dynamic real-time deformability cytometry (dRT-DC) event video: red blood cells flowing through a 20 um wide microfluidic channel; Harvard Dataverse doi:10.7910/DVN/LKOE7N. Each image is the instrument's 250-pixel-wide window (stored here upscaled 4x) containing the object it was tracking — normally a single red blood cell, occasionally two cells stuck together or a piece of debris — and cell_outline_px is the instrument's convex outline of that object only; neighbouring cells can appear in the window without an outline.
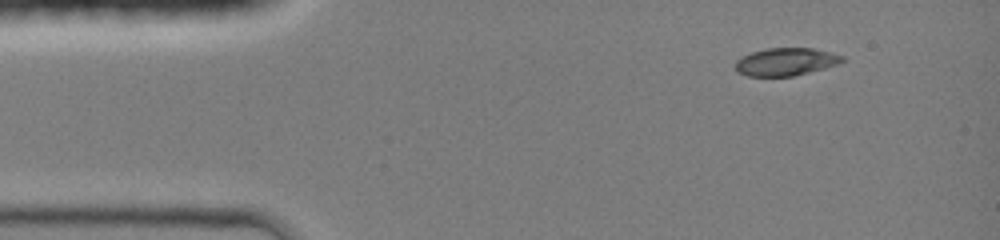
{"species": "common noctule bat (a hibernating species)", "species_latin": "Nyctalus noctula", "temperature_condition": "room temperature", "stored_images_in_passage": 41, "camera_frame_rate_fps": 3000, "um_per_image_px": 0.085, "animal": {"sex": "female", "body_mass_g": 19.0, "forearm_length_mm": 51.5}, "frame": {"image": 1, "passage_image": 1, "time_ms": 0.0, "image_size_px": [1000, 240], "cell_outline_px": [[844, 60], [836, 64], [824, 68], [792, 76], [748, 76], [736, 72], [736, 60], [740, 56], [752, 52], [768, 48], [812, 48], [844, 56]], "centroid_in_image_um": [66.74, 5.25], "position_along_channel_um": 18.3, "area_um2": 17.11}}
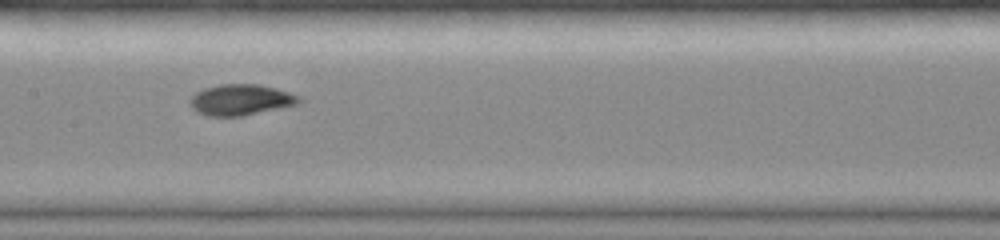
{"frame": {"image": 2, "passage_image": 18, "time_ms": 5.667, "image_size_px": [1000, 240], "cell_outline_px": [[300, 104], [244, 116], [208, 116], [196, 112], [188, 104], [188, 100], [196, 92], [204, 88], [220, 84], [256, 84], [276, 88], [300, 96]], "centroid_in_image_um": [20.44, 8.49], "position_along_channel_um": 187.0, "area_um2": 19.88}}
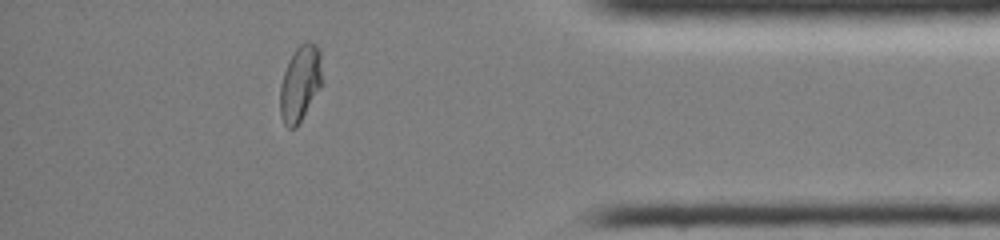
{"frame": {"image": 3, "passage_image": 35, "time_ms": 11.333, "image_size_px": [1000, 240], "cell_outline_px": [[320, 88], [296, 128], [288, 128], [284, 124], [280, 116], [280, 84], [288, 60], [296, 48], [304, 40], [316, 44], [320, 48]], "centroid_in_image_um": [25.48, 7.08], "position_along_channel_um": 409.7, "area_um2": 18.44}, "authors_computed_cell_mechanics": {"area_um2": 18.8428, "velocity_mm_per_s": 4.2972, "shape_relaxation_time_tau1_ms": 3.9735, "shape_relaxation_time_tau2_ms": 1.5051, "deformation_change_tau1": 0.1952, "deformation_change_tau2": 0.0307}}